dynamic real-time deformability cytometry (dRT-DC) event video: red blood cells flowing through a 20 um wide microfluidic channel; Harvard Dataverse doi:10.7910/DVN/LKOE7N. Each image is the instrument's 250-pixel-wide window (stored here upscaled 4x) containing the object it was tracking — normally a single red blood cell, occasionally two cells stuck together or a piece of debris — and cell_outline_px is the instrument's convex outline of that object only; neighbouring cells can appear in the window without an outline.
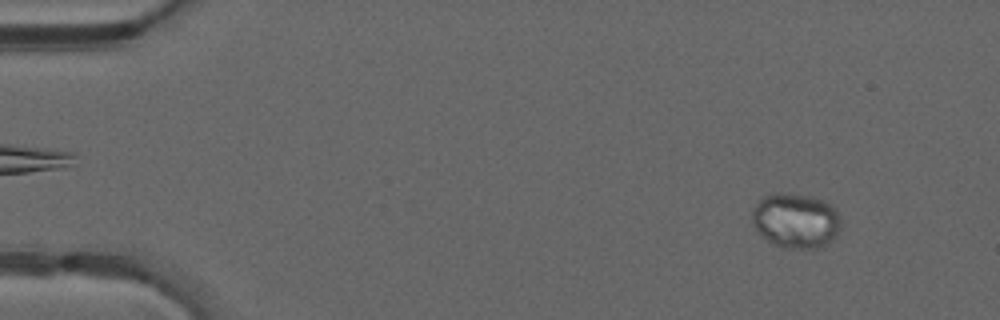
{"species": "common noctule bat (a hibernating species)", "species_latin": "Nyctalus noctula", "temperature_condition": "warm", "stored_images_in_passage": 11, "camera_frame_rate_fps": 3000, "um_per_image_px": 0.085, "animal": {"sex": "male", "forearm_length_mm": 52.5}, "frame": {"image": 1, "passage_image": 1, "time_ms": 0.0, "image_size_px": [1000, 320], "cell_outline_px": [[840, 228], [836, 236], [824, 248], [788, 248], [776, 244], [760, 236], [752, 224], [752, 212], [756, 204], [764, 196], [772, 192], [812, 196], [824, 200], [836, 208], [840, 220]], "centroid_in_image_um": [67.65, 18.75], "position_along_channel_um": 17.3, "area_um2": 28.67}}